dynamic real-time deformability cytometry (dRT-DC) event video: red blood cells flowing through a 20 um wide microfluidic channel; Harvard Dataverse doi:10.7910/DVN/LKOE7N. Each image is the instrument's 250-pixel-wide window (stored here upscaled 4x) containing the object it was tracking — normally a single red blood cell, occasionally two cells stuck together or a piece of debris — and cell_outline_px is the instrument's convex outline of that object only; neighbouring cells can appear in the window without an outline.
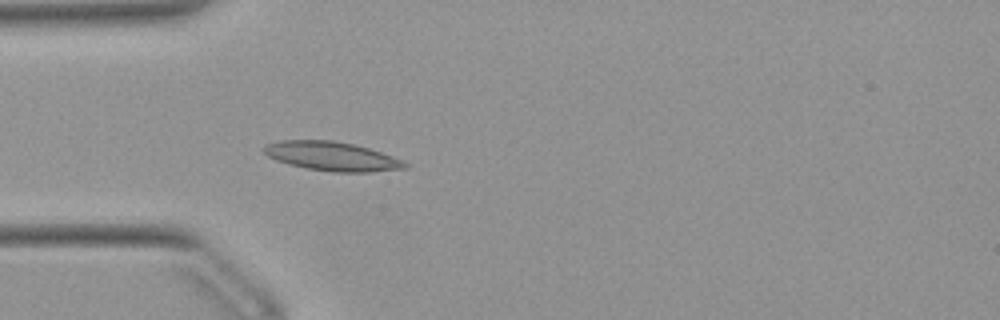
{"species": "Egyptian fruit bat (a non-hibernating species)", "species_latin": "Rousettus aegyptiacus", "temperature_condition": "warm", "stored_images_in_passage": 52, "camera_frame_rate_fps": 3000, "um_per_image_px": 0.085, "animal": {"sex": "female"}, "frame": {"image": 1, "passage_image": 15, "time_ms": 4.667, "image_size_px": [1000, 320], "cell_outline_px": [[408, 168], [372, 172], [332, 172], [304, 168], [288, 164], [276, 160], [268, 156], [264, 152], [264, 144], [280, 140], [332, 140], [352, 144], [368, 148], [380, 152], [400, 160], [408, 164]], "centroid_in_image_um": [28.17, 13.29], "position_along_channel_um": 56.8, "area_um2": 23.81}}
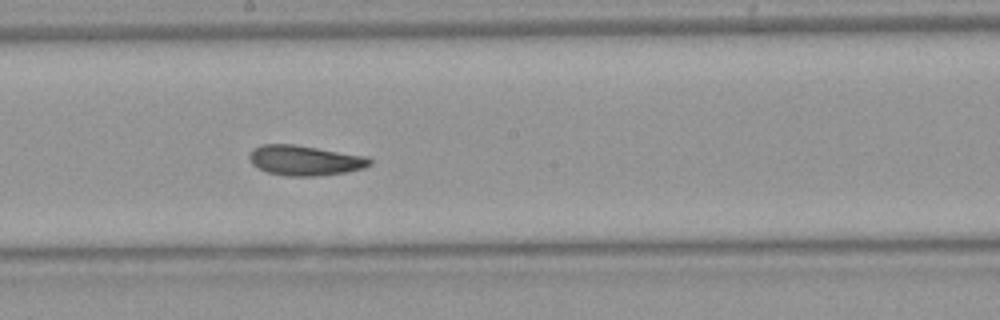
{"frame": {"image": 2, "passage_image": 28, "time_ms": 9.0, "image_size_px": [1000, 320], "cell_outline_px": [[372, 164], [360, 168], [344, 172], [312, 176], [284, 176], [268, 172], [252, 164], [248, 156], [252, 148], [260, 144], [296, 144], [368, 156], [372, 160]], "centroid_in_image_um": [25.88, 13.61], "position_along_channel_um": 222.3, "area_um2": 21.15}}
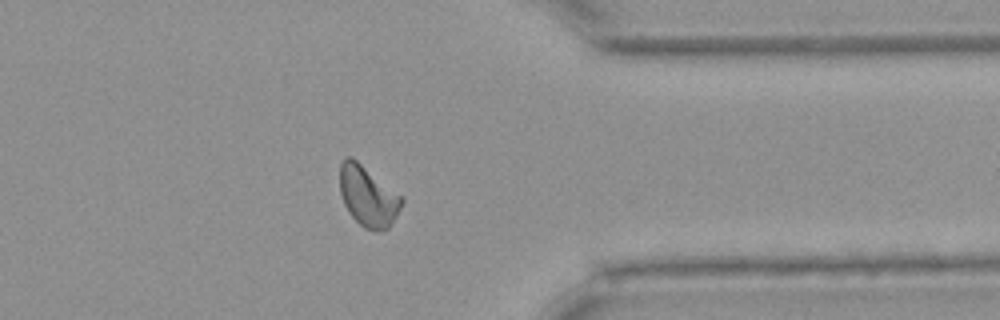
{"frame": {"image": 3, "passage_image": 41, "time_ms": 13.333, "image_size_px": [1000, 320], "cell_outline_px": [[404, 200], [400, 208], [388, 228], [376, 232], [364, 228], [348, 212], [344, 204], [340, 192], [340, 164], [348, 156], [352, 156], [404, 196]], "centroid_in_image_um": [31.29, 16.66], "position_along_channel_um": 380.1, "area_um2": 21.96}, "authors_computed_cell_mechanics": {"area_um2": 21.2704, "velocity_mm_per_s": 3.9093, "shape_relaxation_time_tau1_ms": 7.6061, "shape_relaxation_time_tau2_ms": 2.6757, "deformation_change_tau1": 0.1625, "deformation_change_tau2": 0.0861}}